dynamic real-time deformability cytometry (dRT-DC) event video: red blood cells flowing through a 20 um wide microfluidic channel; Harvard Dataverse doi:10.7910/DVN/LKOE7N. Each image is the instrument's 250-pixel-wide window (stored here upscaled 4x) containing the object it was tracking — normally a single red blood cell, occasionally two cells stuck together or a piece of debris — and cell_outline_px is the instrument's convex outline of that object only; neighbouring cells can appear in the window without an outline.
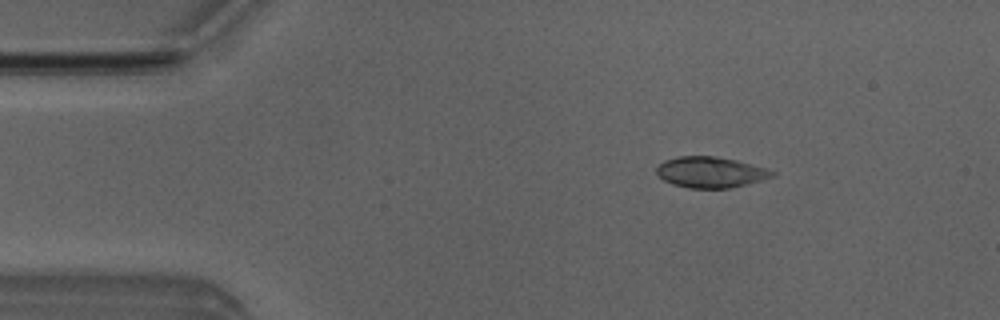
{"species": "Egyptian fruit bat (a non-hibernating species)", "species_latin": "Rousettus aegyptiacus", "temperature_condition": "room temperature", "stored_images_in_passage": 4, "camera_frame_rate_fps": 3000, "um_per_image_px": 0.085, "animal": {"sex": "male"}, "frame": {"image": 1, "passage_image": 2, "time_ms": 1.333, "image_size_px": [1000, 320], "cell_outline_px": [[776, 176], [728, 188], [688, 188], [672, 184], [664, 180], [656, 172], [656, 168], [664, 160], [676, 156], [716, 156], [736, 160], [764, 168], [776, 172]], "centroid_in_image_um": [60.36, 14.63], "position_along_channel_um": 24.6, "area_um2": 20.63}}